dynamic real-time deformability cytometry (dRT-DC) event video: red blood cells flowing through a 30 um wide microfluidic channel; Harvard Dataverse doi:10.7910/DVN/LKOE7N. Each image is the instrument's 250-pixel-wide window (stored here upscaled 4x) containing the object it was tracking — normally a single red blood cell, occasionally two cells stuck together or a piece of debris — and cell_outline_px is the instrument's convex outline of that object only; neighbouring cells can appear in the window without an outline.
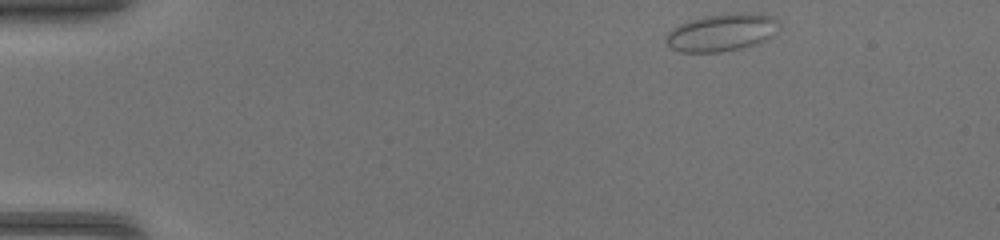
{"species": "common noctule bat (a hibernating species)", "species_latin": "Nyctalus noctula", "temperature_condition": "warm", "stored_images_in_passage": 40, "camera_frame_rate_fps": 3000, "um_per_image_px": 0.085, "animal": {"sex": "female", "body_mass_g": 17.0, "forearm_length_mm": 48.0}, "frame": {"image": 1, "passage_image": 1, "time_ms": 0.0, "image_size_px": [1000, 240], "cell_outline_px": [[780, 28], [772, 36], [756, 44], [740, 48], [720, 52], [680, 52], [672, 48], [664, 40], [664, 36], [672, 28], [688, 20], [704, 16], [736, 12], [752, 12], [772, 16], [780, 24]], "centroid_in_image_um": [61.35, 2.74], "position_along_channel_um": 23.7, "area_um2": 24.97}}
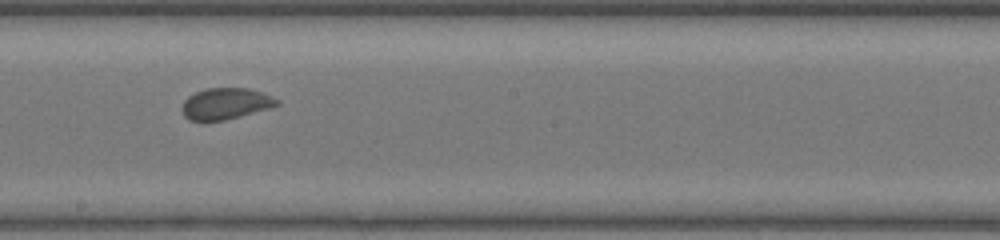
{"frame": {"image": 2, "passage_image": 21, "time_ms": 6.667, "image_size_px": [1000, 240], "cell_outline_px": [[280, 104], [268, 108], [240, 116], [224, 120], [204, 124], [188, 120], [184, 116], [180, 108], [184, 100], [188, 96], [204, 88], [248, 88], [260, 92], [280, 100]], "centroid_in_image_um": [19.08, 8.85], "position_along_channel_um": 229.1, "area_um2": 17.74}}
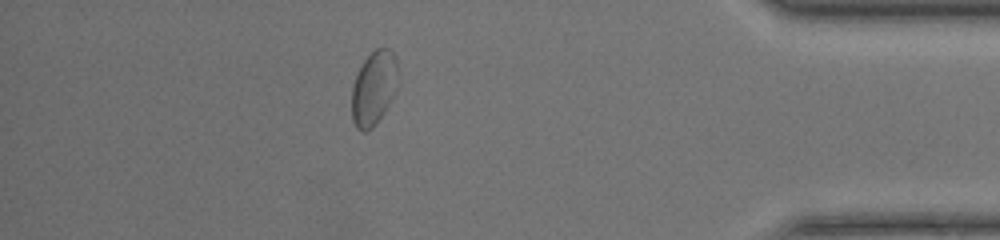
{"frame": {"image": 3, "passage_image": 35, "time_ms": 11.333, "image_size_px": [1000, 240], "cell_outline_px": [[396, 72], [392, 96], [384, 112], [372, 128], [364, 132], [356, 128], [352, 120], [352, 84], [364, 60], [376, 48], [388, 48], [396, 56]], "centroid_in_image_um": [31.72, 7.5], "position_along_channel_um": 403.5, "area_um2": 19.36}}